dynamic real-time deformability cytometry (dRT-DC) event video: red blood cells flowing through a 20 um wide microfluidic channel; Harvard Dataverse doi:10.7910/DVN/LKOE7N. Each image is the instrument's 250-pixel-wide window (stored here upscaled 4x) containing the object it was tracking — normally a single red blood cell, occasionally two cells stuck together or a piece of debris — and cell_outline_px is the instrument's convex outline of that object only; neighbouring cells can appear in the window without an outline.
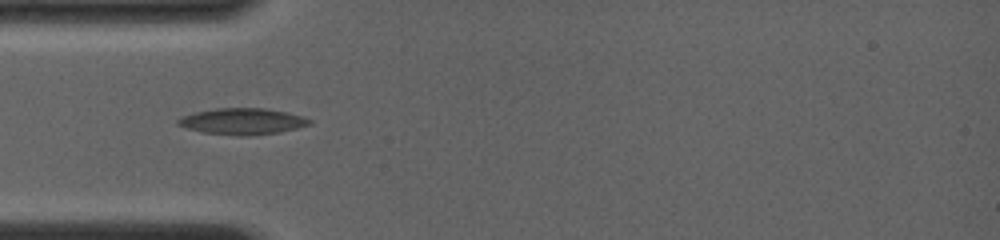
{"species": "common noctule bat (a hibernating species)", "species_latin": "Nyctalus noctula", "temperature_condition": "room temperature", "stored_images_in_passage": 54, "camera_frame_rate_fps": 4000, "um_per_image_px": 0.085, "animal": {"sex": "female", "body_mass_g": 19.0, "forearm_length_mm": 56.7}, "frame": {"image": 1, "passage_image": 11, "time_ms": 3.75, "image_size_px": [1000, 240], "cell_outline_px": [[312, 124], [280, 132], [248, 136], [236, 136], [200, 132], [176, 124], [176, 120], [184, 116], [196, 112], [216, 108], [264, 108], [304, 116], [312, 120]], "centroid_in_image_um": [20.62, 10.32], "position_along_channel_um": 64.4, "area_um2": 20.17}}
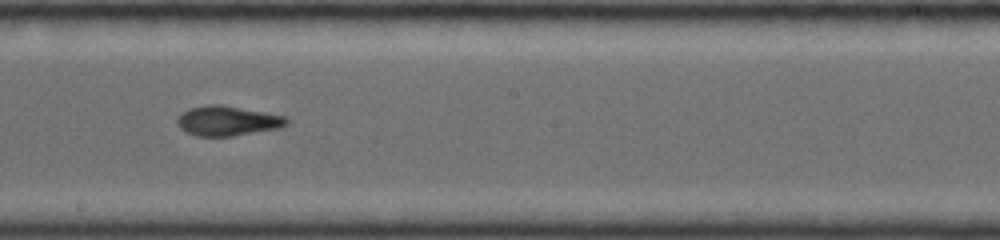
{"frame": {"image": 2, "passage_image": 27, "time_ms": 7.75, "image_size_px": [1000, 240], "cell_outline_px": [[288, 124], [280, 128], [232, 136], [196, 136], [180, 128], [176, 124], [176, 120], [188, 108], [208, 104], [220, 104], [264, 112], [284, 116], [288, 120]], "centroid_in_image_um": [19.33, 10.27], "position_along_channel_um": 228.9, "area_um2": 18.9}}
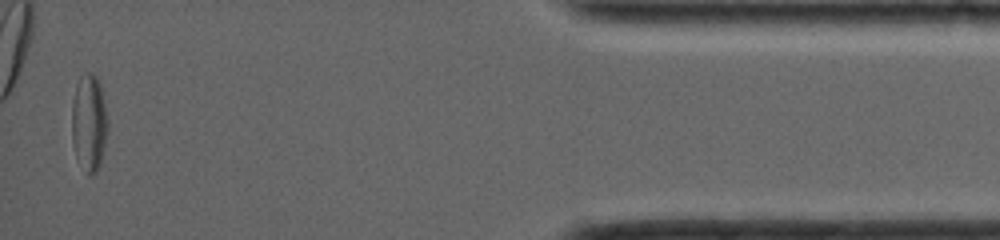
{"frame": {"image": 3, "passage_image": 52, "time_ms": 14.0, "image_size_px": [1000, 240], "cell_outline_px": [[108, 132], [100, 164], [96, 172], [92, 176], [88, 176], [76, 156], [72, 144], [72, 100], [76, 84], [80, 76], [84, 72], [92, 72], [100, 80], [108, 120]], "centroid_in_image_um": [7.57, 10.4], "position_along_channel_um": 427.6, "area_um2": 20.81}, "authors_computed_cell_mechanics": {"area_um2": 19.1607, "velocity_mm_per_s": 4.1142, "shape_relaxation_time_tau1_ms": null, "shape_relaxation_time_tau2_ms": 2.6771, "deformation_change_tau1": null, "deformation_change_tau2": 0.0925}}